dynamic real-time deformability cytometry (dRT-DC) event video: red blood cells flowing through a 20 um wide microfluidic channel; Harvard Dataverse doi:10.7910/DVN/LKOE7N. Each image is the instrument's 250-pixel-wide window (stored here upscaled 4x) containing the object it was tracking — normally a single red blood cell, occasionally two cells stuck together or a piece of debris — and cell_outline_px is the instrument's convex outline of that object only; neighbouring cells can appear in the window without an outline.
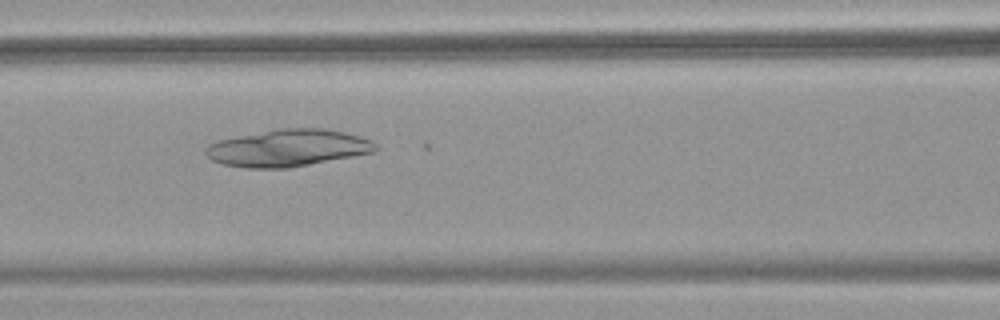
{"species": "common noctule bat (a hibernating species)", "species_latin": "Nyctalus noctula", "temperature_condition": "warm", "stored_images_in_passage": 31, "camera_frame_rate_fps": 3000, "um_per_image_px": 0.085, "animal": {"sex": "female", "body_mass_g": 18.4}, "frame": {"image": 1, "passage_image": 24, "time_ms": 7.667, "image_size_px": [1000, 320], "cell_outline_px": [[380, 148], [376, 152], [288, 168], [244, 168], [224, 164], [212, 160], [204, 152], [204, 148], [208, 144], [220, 140], [276, 128], [324, 128], [344, 132], [360, 136], [372, 140]], "centroid_in_image_um": [24.51, 12.57], "position_along_channel_um": 142.1, "area_um2": 36.82}}
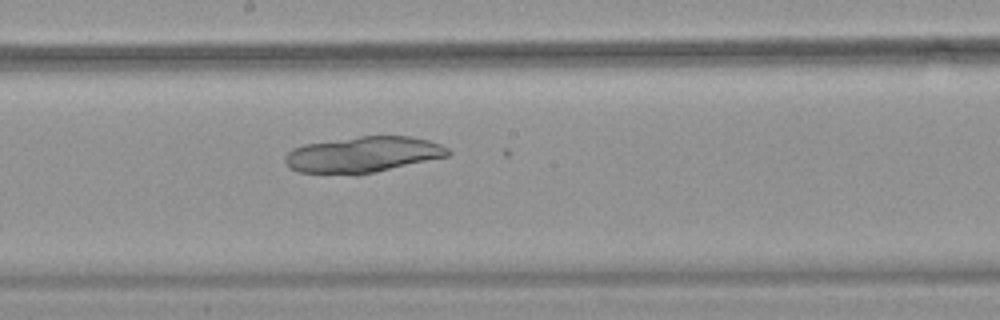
{"frame": {"image": 2, "passage_image": 30, "time_ms": 9.667, "image_size_px": [1000, 320], "cell_outline_px": [[452, 152], [448, 156], [356, 176], [300, 172], [292, 168], [284, 160], [284, 156], [292, 148], [304, 144], [360, 136], [408, 136], [428, 140], [440, 144], [448, 148]], "centroid_in_image_um": [30.84, 13.15], "position_along_channel_um": 217.4, "area_um2": 34.22}}